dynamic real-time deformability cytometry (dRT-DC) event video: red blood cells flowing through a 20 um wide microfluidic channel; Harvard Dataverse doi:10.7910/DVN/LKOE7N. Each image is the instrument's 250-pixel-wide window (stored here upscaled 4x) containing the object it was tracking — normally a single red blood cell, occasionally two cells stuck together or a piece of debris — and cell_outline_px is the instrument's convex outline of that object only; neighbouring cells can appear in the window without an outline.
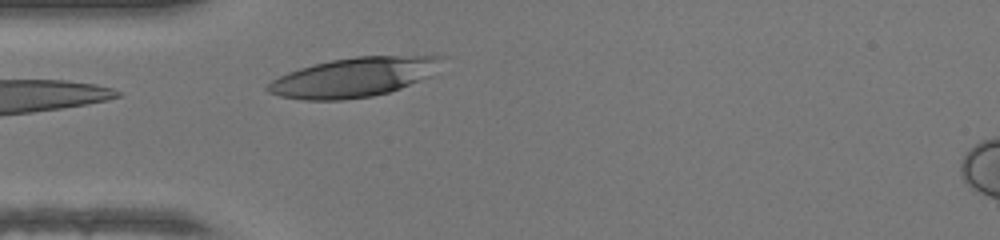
{"species": "human", "species_latin": "Homo sapiens", "temperature_condition": "warm", "stored_images_in_passage": 25, "camera_frame_rate_fps": 3000, "um_per_image_px": 0.085, "donor": {"sex": "female"}, "frame": {"image": 1, "passage_image": 1, "time_ms": 0.0, "image_size_px": [1000, 240], "cell_outline_px": [[444, 56], [428, 76], [400, 88], [388, 92], [372, 96], [344, 100], [304, 100], [280, 96], [268, 92], [264, 88], [272, 80], [288, 72], [300, 68], [332, 60], [356, 56]], "centroid_in_image_um": [29.98, 6.58], "position_along_channel_um": 55.0, "area_um2": 39.19}}
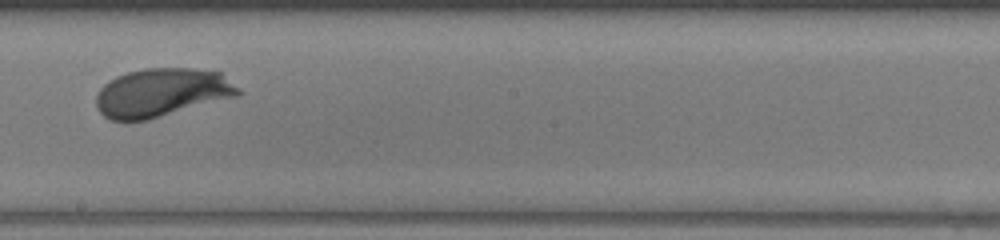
{"frame": {"image": 2, "passage_image": 14, "time_ms": 4.333, "image_size_px": [1000, 240], "cell_outline_px": [[244, 92], [240, 96], [148, 120], [112, 120], [104, 116], [100, 112], [96, 104], [96, 96], [100, 88], [108, 80], [116, 76], [128, 72], [144, 68], [192, 68], [220, 72], [240, 88]], "centroid_in_image_um": [13.79, 7.87], "position_along_channel_um": 234.4, "area_um2": 40.52}}
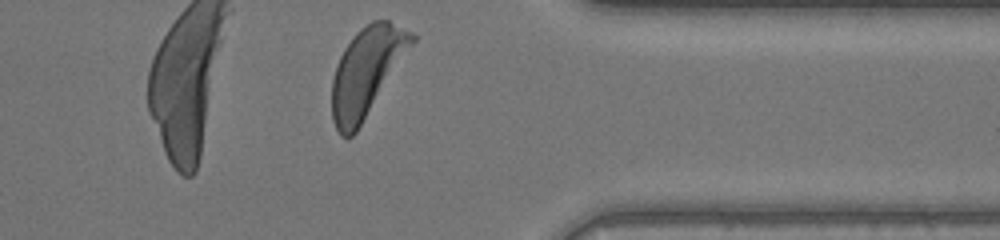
{"frame": {"image": 3, "passage_image": 25, "time_ms": 8.0, "image_size_px": [1000, 240], "cell_outline_px": [[416, 40], [356, 132], [352, 136], [340, 136], [332, 120], [332, 80], [336, 64], [344, 48], [352, 36], [360, 28], [372, 20], [388, 20], [412, 32], [416, 36]], "centroid_in_image_um": [31.15, 6.07], "position_along_channel_um": 380.2, "area_um2": 40.86}, "authors_computed_cell_mechanics": {"area_um2": 39.7664, "velocity_mm_per_s": 4.2702, "shape_relaxation_time_tau1_ms": 1.9827, "shape_relaxation_time_tau2_ms": null, "deformation_change_tau1": 0.1416, "deformation_change_tau2": null}}